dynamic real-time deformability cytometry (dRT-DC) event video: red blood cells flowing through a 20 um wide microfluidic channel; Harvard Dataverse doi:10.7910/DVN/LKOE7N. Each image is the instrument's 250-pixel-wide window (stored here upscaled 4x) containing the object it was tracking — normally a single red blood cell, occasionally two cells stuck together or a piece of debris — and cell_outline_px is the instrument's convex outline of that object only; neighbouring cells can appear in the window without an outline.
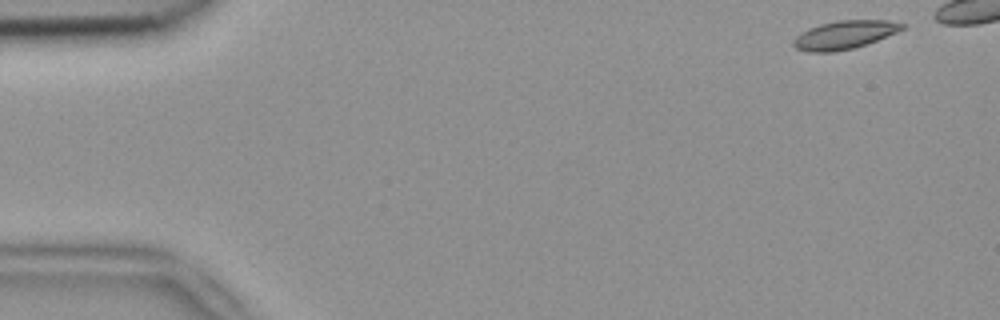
{"species": "common noctule bat (a hibernating species)", "species_latin": "Nyctalus noctula", "temperature_condition": "room temperature", "stored_images_in_passage": 6, "camera_frame_rate_fps": 3000, "um_per_image_px": 0.085, "animal": {"sex": "female", "body_mass_g": 18.4}, "frame": {"image": 1, "passage_image": 1, "time_ms": 0.0, "image_size_px": [1000, 320], "cell_outline_px": [[908, 24], [904, 28], [896, 32], [876, 40], [852, 48], [832, 52], [808, 52], [796, 48], [792, 44], [792, 40], [800, 32], [808, 28], [820, 24], [836, 20], [888, 20]], "centroid_in_image_um": [71.74, 2.95], "position_along_channel_um": 13.3, "area_um2": 17.92}}